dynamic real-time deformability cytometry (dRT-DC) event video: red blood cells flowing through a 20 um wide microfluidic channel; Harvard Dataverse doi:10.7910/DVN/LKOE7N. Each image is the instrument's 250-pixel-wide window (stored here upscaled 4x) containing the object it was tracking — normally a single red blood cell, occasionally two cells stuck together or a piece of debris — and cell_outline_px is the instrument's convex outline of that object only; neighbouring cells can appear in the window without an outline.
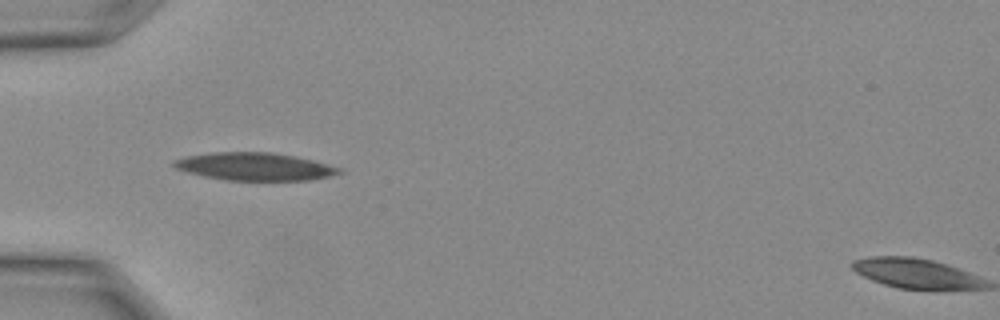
{"species": "Egyptian fruit bat (a non-hibernating species)", "species_latin": "Rousettus aegyptiacus", "temperature_condition": "warm", "stored_images_in_passage": 19, "camera_frame_rate_fps": 3000, "um_per_image_px": 0.085, "animal": {"sex": "female"}, "frame": {"image": 1, "passage_image": 1, "time_ms": 0.0, "image_size_px": [1000, 320], "cell_outline_px": [[344, 172], [328, 176], [308, 180], [228, 180], [204, 176], [188, 172], [176, 168], [172, 164], [172, 160], [188, 156], [212, 152], [272, 152], [312, 160], [340, 168]], "centroid_in_image_um": [21.62, 14.15], "position_along_channel_um": 63.4, "area_um2": 26.36}}
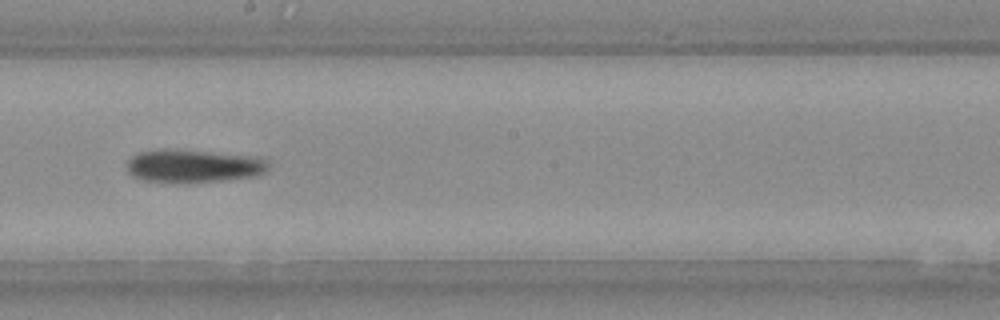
{"frame": {"image": 2, "passage_image": 8, "time_ms": 2.333, "image_size_px": [1000, 320], "cell_outline_px": [[272, 164], [268, 172], [256, 176], [224, 180], [144, 180], [132, 176], [128, 172], [128, 160], [132, 156], [140, 152], [160, 148], [164, 148], [264, 156]], "centroid_in_image_um": [16.58, 14.05], "position_along_channel_um": 231.6, "area_um2": 27.11}}
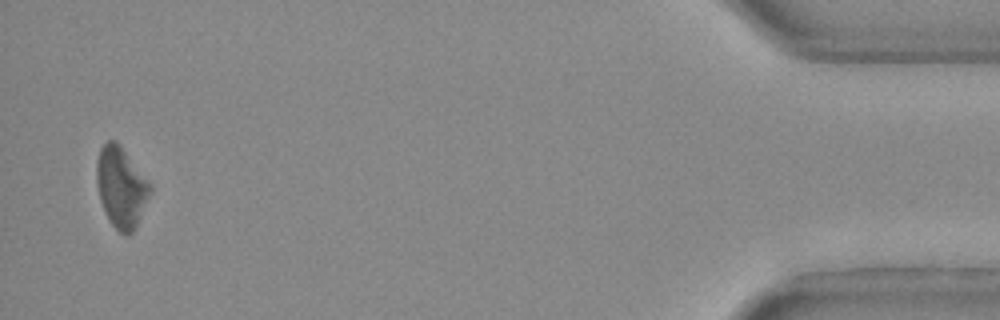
{"frame": {"image": 3, "passage_image": 19, "time_ms": 6.0, "image_size_px": [1000, 320], "cell_outline_px": [[152, 188], [136, 224], [132, 232], [128, 236], [124, 236], [112, 224], [100, 200], [96, 180], [96, 164], [100, 148], [108, 140], [116, 140], [120, 144], [152, 184]], "centroid_in_image_um": [10.29, 15.86], "position_along_channel_um": 424.9, "area_um2": 24.85}}